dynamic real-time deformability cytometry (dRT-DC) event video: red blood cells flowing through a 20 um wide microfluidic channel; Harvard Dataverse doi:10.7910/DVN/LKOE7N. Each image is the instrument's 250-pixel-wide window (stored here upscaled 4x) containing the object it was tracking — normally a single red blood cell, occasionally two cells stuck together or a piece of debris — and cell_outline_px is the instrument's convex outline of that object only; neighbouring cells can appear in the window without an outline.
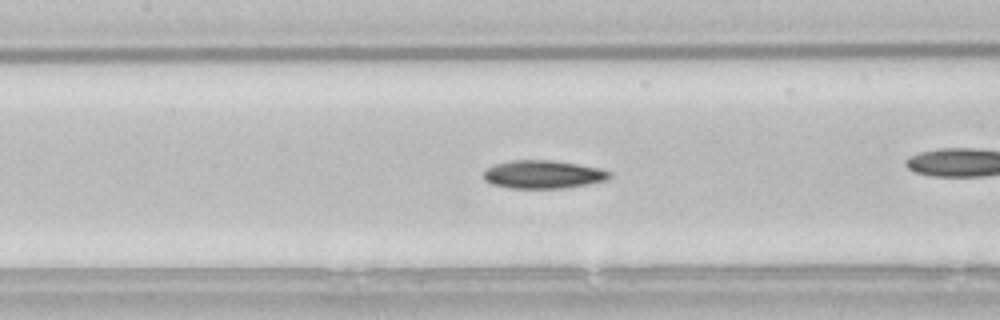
{"species": "common noctule bat (a hibernating species)", "species_latin": "Nyctalus noctula", "temperature_condition": "room temperature", "stored_images_in_passage": 53, "camera_frame_rate_fps": 3000, "um_per_image_px": 0.085, "animal": {"sex": "male", "body_mass_g": 21.5, "forearm_length_mm": 52.0}, "frame": {"image": 1, "passage_image": 23, "time_ms": 7.333, "image_size_px": [1000, 320], "cell_outline_px": [[612, 176], [604, 180], [588, 184], [564, 188], [508, 188], [492, 184], [484, 180], [484, 172], [488, 168], [496, 164], [512, 160], [552, 160], [600, 168], [612, 172]], "centroid_in_image_um": [46.17, 14.83], "position_along_channel_um": 161.2, "area_um2": 20.58}}
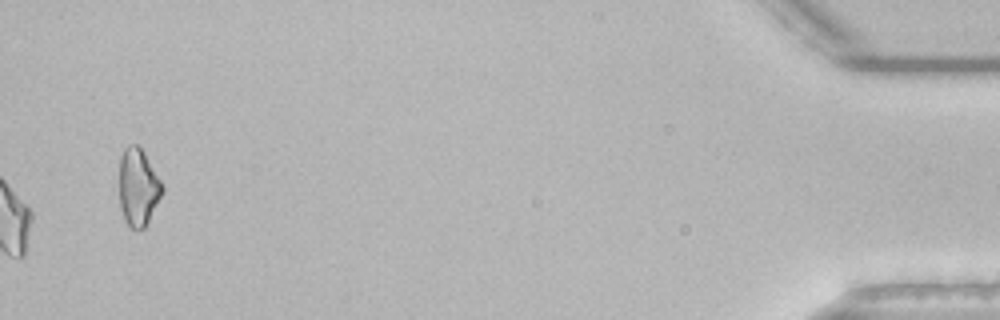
{"frame": {"image": 2, "passage_image": 53, "time_ms": 17.333, "image_size_px": [1000, 320], "cell_outline_px": [[164, 192], [144, 228], [128, 228], [124, 220], [120, 208], [120, 156], [124, 148], [128, 144], [136, 144], [144, 152], [160, 180], [164, 188]], "centroid_in_image_um": [11.73, 15.92], "position_along_channel_um": 423.5, "area_um2": 19.36}, "authors_computed_cell_mechanics": {"area_um2": 20.23, "velocity_mm_per_s": 3.8275, "shape_relaxation_time_tau1_ms": null, "shape_relaxation_time_tau2_ms": 4.8167, "deformation_change_tau1": null, "deformation_change_tau2": 0.1129}}